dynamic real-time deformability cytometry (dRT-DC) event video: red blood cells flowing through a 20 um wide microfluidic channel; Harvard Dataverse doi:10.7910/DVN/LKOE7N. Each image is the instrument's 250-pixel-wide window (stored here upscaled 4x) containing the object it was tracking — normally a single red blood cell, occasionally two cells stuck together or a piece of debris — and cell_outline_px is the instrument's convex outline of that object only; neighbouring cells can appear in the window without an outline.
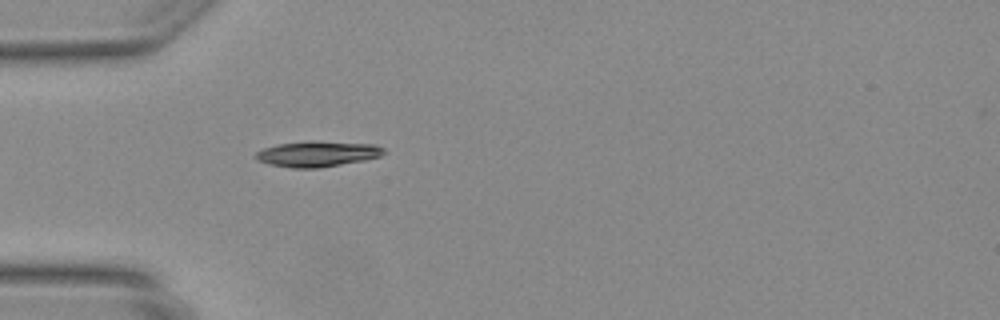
{"species": "Egyptian fruit bat (a non-hibernating species)", "species_latin": "Rousettus aegyptiacus", "temperature_condition": "warm", "stored_images_in_passage": 34, "camera_frame_rate_fps": 3000, "um_per_image_px": 0.085, "animal": {"sex": "female"}, "frame": {"image": 1, "passage_image": 1, "time_ms": 0.0, "image_size_px": [1000, 320], "cell_outline_px": [[384, 152], [380, 156], [360, 160], [316, 168], [296, 168], [272, 164], [260, 160], [256, 156], [256, 152], [264, 148], [280, 144], [372, 144], [384, 148]], "centroid_in_image_um": [26.96, 13.13], "position_along_channel_um": 58.0, "area_um2": 17.17}}
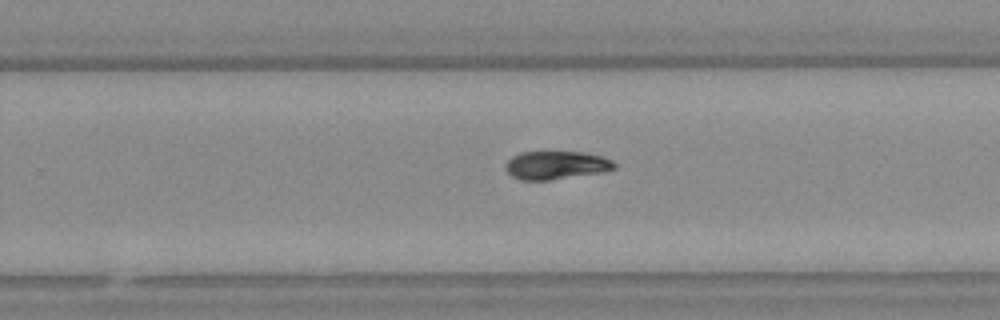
{"frame": {"image": 2, "passage_image": 17, "time_ms": 5.333, "image_size_px": [1000, 320], "cell_outline_px": [[616, 168], [600, 172], [548, 180], [524, 180], [512, 176], [508, 172], [508, 160], [512, 156], [524, 152], [580, 152], [600, 156], [612, 160], [616, 164]], "centroid_in_image_um": [47.29, 14.03], "position_along_channel_um": 282.5, "area_um2": 17.4}}
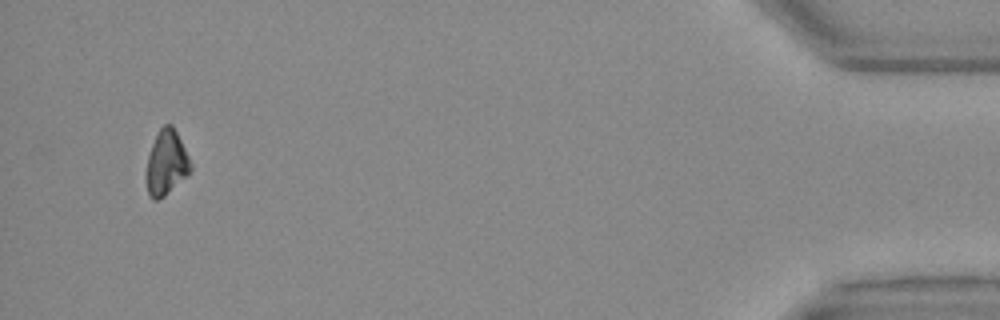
{"frame": {"image": 3, "passage_image": 32, "time_ms": 10.333, "image_size_px": [1000, 320], "cell_outline_px": [[192, 168], [164, 196], [156, 200], [152, 200], [148, 192], [144, 176], [148, 156], [152, 144], [160, 128], [164, 124], [172, 124], [192, 164]], "centroid_in_image_um": [14.09, 13.84], "position_along_channel_um": 421.1, "area_um2": 16.42}}